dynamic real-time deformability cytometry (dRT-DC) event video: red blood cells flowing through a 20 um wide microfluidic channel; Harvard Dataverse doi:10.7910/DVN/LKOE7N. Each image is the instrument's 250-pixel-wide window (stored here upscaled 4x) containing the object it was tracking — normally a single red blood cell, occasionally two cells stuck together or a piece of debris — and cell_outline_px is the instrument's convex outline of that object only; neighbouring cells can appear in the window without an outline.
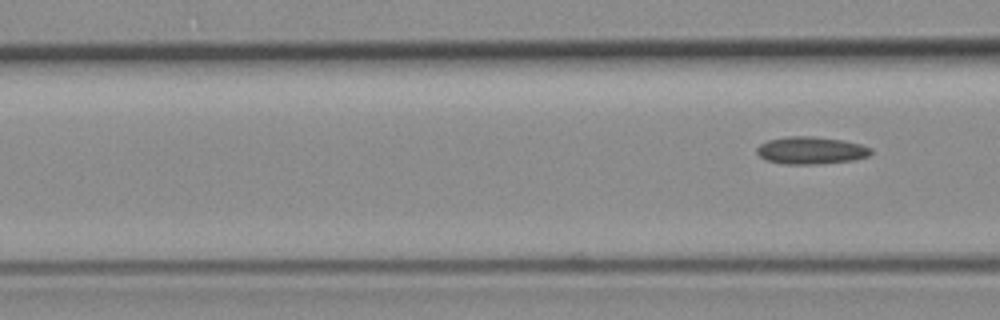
{"species": "common noctule bat (a hibernating species)", "species_latin": "Nyctalus noctula", "temperature_condition": "room temperature", "stored_images_in_passage": 7, "segment_of_instrument_passage": [2, 2], "camera_frame_rate_fps": 3000, "um_per_image_px": 0.085, "animal": {"sex": "female", "body_mass_g": 19.3, "forearm_length_mm": 54.1}, "frame": {"image": 1, "passage_image": 7, "time_ms": 2.0, "image_size_px": [1000, 320], "cell_outline_px": [[872, 152], [868, 156], [852, 160], [820, 164], [784, 164], [768, 160], [760, 156], [756, 152], [756, 148], [760, 144], [768, 140], [788, 136], [812, 136], [844, 140], [860, 144], [872, 148]], "centroid_in_image_um": [68.94, 12.78], "position_along_channel_um": 97.7, "area_um2": 18.21}}